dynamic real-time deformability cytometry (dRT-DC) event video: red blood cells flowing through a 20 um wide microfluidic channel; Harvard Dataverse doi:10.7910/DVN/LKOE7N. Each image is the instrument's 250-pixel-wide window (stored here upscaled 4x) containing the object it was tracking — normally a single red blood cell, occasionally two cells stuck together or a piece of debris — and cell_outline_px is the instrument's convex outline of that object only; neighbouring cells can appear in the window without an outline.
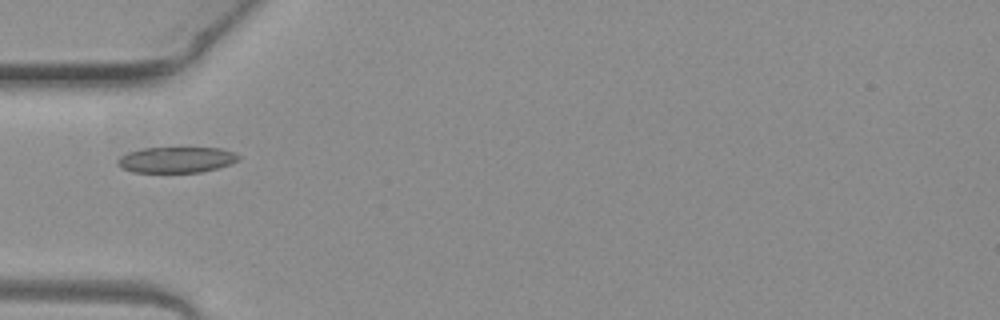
{"species": "common noctule bat (a hibernating species)", "species_latin": "Nyctalus noctula", "temperature_condition": "warm", "stored_images_in_passage": 2, "camera_frame_rate_fps": 3000, "um_per_image_px": 0.085, "animal": {"sex": "female", "body_mass_g": 19.3, "forearm_length_mm": 54.1}, "frame": {"image": 1, "passage_image": 1, "time_ms": 0.0, "image_size_px": [1000, 320], "cell_outline_px": [[240, 156], [236, 160], [228, 164], [216, 168], [200, 172], [132, 172], [120, 168], [116, 164], [116, 160], [120, 156], [128, 152], [144, 148], [220, 148], [232, 152]], "centroid_in_image_um": [14.9, 13.58], "position_along_channel_um": 70.1, "area_um2": 18.03}}